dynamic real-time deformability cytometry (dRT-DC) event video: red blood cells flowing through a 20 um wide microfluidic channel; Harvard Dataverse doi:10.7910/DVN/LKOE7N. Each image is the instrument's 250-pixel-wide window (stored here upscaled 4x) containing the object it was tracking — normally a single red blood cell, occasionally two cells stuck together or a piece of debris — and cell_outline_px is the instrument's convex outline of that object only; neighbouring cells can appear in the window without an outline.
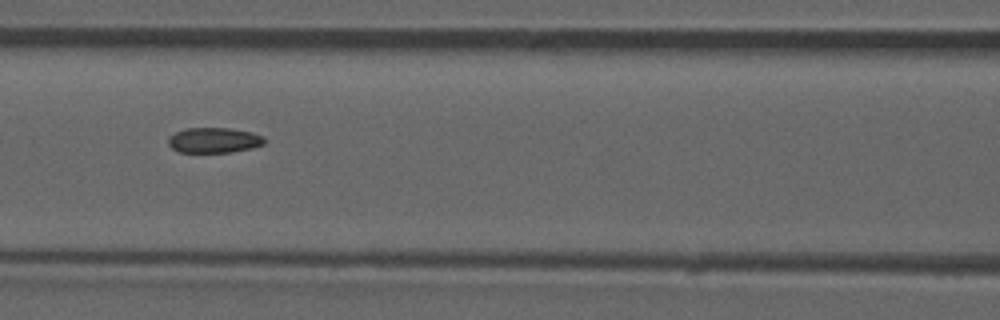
{"species": "common noctule bat (a hibernating species)", "species_latin": "Nyctalus noctula", "temperature_condition": "room temperature", "stored_images_in_passage": 53, "camera_frame_rate_fps": 3000, "um_per_image_px": 0.085, "animal": {"sex": "male", "forearm_length_mm": 52.5}, "frame": {"image": 1, "passage_image": 23, "time_ms": 7.333, "image_size_px": [1000, 320], "cell_outline_px": [[268, 140], [264, 144], [252, 148], [232, 152], [176, 152], [168, 144], [168, 136], [184, 128], [228, 128], [252, 132], [264, 136]], "centroid_in_image_um": [18.2, 11.92], "position_along_channel_um": 148.4, "area_um2": 14.39}, "authors_computed_cell_mechanics": {"area_um2": 14.9124, "velocity_mm_per_s": 3.8986, "shape_relaxation_time_tau1_ms": null, "shape_relaxation_time_tau2_ms": 2.8081, "deformation_change_tau1": null, "deformation_change_tau2": 0.0747}}